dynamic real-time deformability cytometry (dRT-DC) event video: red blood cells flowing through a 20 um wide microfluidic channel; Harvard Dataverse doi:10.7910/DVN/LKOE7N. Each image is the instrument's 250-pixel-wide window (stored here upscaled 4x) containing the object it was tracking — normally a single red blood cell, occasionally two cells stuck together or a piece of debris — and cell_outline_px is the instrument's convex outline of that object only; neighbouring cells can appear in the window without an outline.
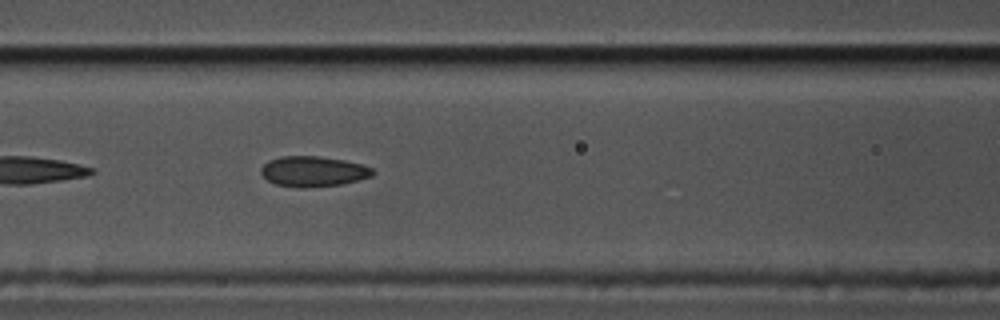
{"species": "common noctule bat (a hibernating species)", "species_latin": "Nyctalus noctula", "temperature_condition": "cold", "stored_images_in_passage": 43, "camera_frame_rate_fps": 3000, "um_per_image_px": 0.085, "animal": {"sex": "male", "body_mass_g": 17.5, "forearm_length_mm": 52.3}, "frame": {"image": 1, "passage_image": 10, "time_ms": 3.0, "image_size_px": [1000, 320], "cell_outline_px": [[376, 172], [372, 176], [360, 180], [340, 184], [304, 188], [300, 188], [276, 184], [268, 180], [260, 172], [260, 168], [268, 160], [280, 156], [320, 156], [344, 160], [360, 164], [372, 168]], "centroid_in_image_um": [26.62, 14.56], "position_along_channel_um": 140.0, "area_um2": 19.83}}
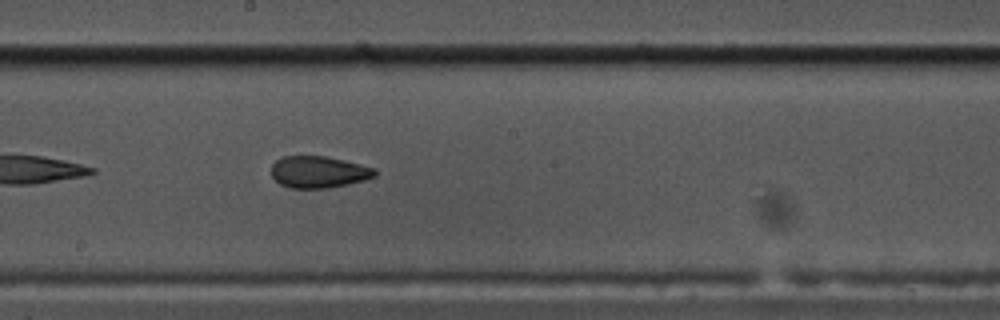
{"frame": {"image": 2, "passage_image": 17, "time_ms": 5.333, "image_size_px": [1000, 320], "cell_outline_px": [[376, 176], [364, 180], [348, 184], [328, 188], [288, 188], [280, 184], [272, 176], [272, 164], [276, 160], [284, 156], [324, 156], [344, 160], [376, 168]], "centroid_in_image_um": [27.09, 14.62], "position_along_channel_um": 221.1, "area_um2": 19.19}}
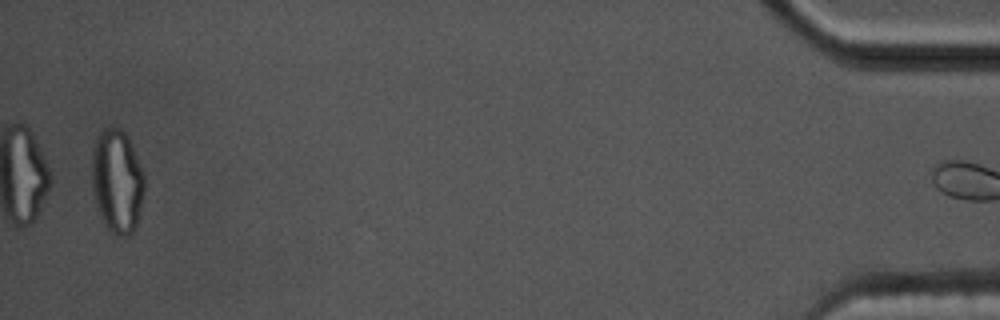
{"frame": {"image": 3, "passage_image": 42, "time_ms": 13.667, "image_size_px": [1000, 320], "cell_outline_px": [[144, 192], [136, 228], [128, 236], [116, 236], [108, 232], [100, 216], [96, 204], [92, 188], [92, 156], [96, 136], [104, 128], [120, 128], [124, 132], [132, 148], [144, 176]], "centroid_in_image_um": [9.93, 15.46], "position_along_channel_um": 425.3, "area_um2": 31.67}, "authors_computed_cell_mechanics": {"area_um2": 19.8832, "velocity_mm_per_s": 3.5014, "shape_relaxation_time_tau1_ms": null, "shape_relaxation_time_tau2_ms": 2.5693, "deformation_change_tau1": null, "deformation_change_tau2": 0.081}}